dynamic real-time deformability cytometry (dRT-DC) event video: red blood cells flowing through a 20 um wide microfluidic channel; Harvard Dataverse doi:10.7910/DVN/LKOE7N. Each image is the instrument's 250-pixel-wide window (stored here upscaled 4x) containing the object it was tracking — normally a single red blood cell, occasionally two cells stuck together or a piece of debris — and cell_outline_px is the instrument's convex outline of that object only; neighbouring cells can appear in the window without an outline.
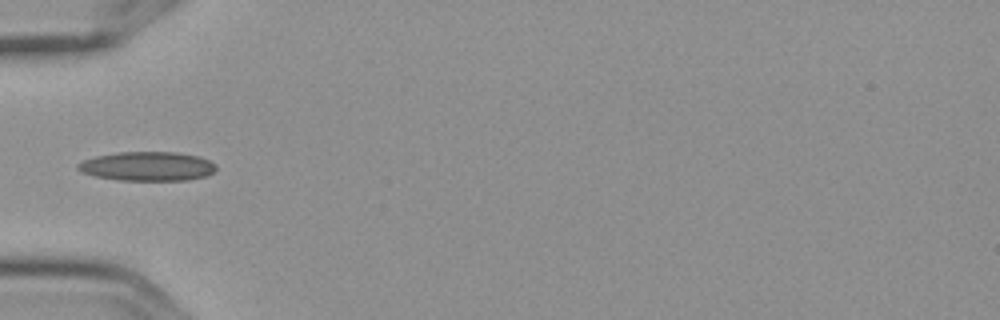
{"species": "Egyptian fruit bat (a non-hibernating species)", "species_latin": "Rousettus aegyptiacus", "temperature_condition": "cold", "stored_images_in_passage": 5, "camera_frame_rate_fps": 3000, "um_per_image_px": 0.085, "frame": {"image": 1, "passage_image": 5, "time_ms": 1.333, "image_size_px": [1000, 320], "cell_outline_px": [[216, 168], [208, 176], [188, 180], [120, 180], [96, 176], [80, 172], [76, 168], [76, 164], [84, 160], [96, 156], [120, 152], [176, 152], [200, 156], [216, 164]], "centroid_in_image_um": [12.54, 14.13], "position_along_channel_um": 72.5, "area_um2": 23.52}}